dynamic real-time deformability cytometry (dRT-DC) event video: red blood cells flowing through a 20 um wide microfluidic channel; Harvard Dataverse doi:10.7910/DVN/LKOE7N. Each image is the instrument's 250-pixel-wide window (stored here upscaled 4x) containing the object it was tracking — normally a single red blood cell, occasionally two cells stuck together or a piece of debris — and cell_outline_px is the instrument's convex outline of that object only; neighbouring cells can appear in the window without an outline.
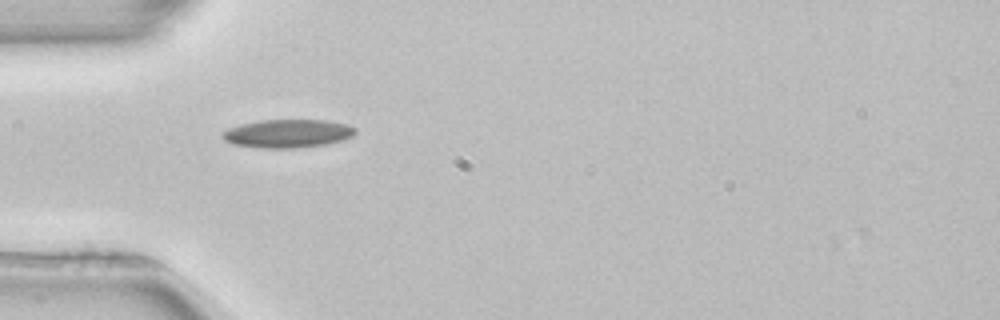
{"species": "common noctule bat (a hibernating species)", "species_latin": "Nyctalus noctula", "temperature_condition": "room temperature", "stored_images_in_passage": 37, "camera_frame_rate_fps": 3000, "um_per_image_px": 0.085, "animal": {"sex": "female", "body_mass_g": 22.7, "forearm_length_mm": 54.2}, "frame": {"image": 1, "passage_image": 1, "time_ms": 0.0, "image_size_px": [1000, 320], "cell_outline_px": [[356, 132], [352, 136], [344, 140], [324, 144], [296, 148], [260, 148], [232, 144], [224, 140], [220, 136], [220, 132], [228, 128], [240, 124], [260, 120], [324, 120], [348, 124], [356, 128]], "centroid_in_image_um": [24.41, 11.35], "position_along_channel_um": 60.6, "area_um2": 22.14}}
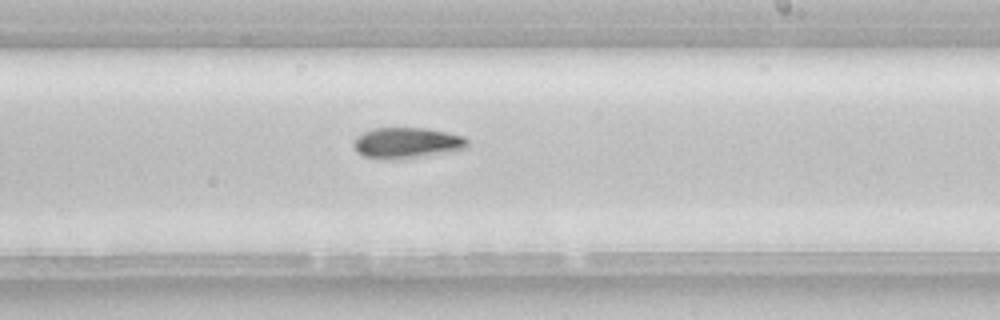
{"frame": {"image": 2, "passage_image": 16, "time_ms": 5.0, "image_size_px": [1000, 320], "cell_outline_px": [[468, 148], [424, 156], [364, 156], [352, 144], [356, 136], [372, 128], [424, 128], [448, 132], [464, 136], [468, 140]], "centroid_in_image_um": [34.66, 12.08], "position_along_channel_um": 254.3, "area_um2": 19.54}}